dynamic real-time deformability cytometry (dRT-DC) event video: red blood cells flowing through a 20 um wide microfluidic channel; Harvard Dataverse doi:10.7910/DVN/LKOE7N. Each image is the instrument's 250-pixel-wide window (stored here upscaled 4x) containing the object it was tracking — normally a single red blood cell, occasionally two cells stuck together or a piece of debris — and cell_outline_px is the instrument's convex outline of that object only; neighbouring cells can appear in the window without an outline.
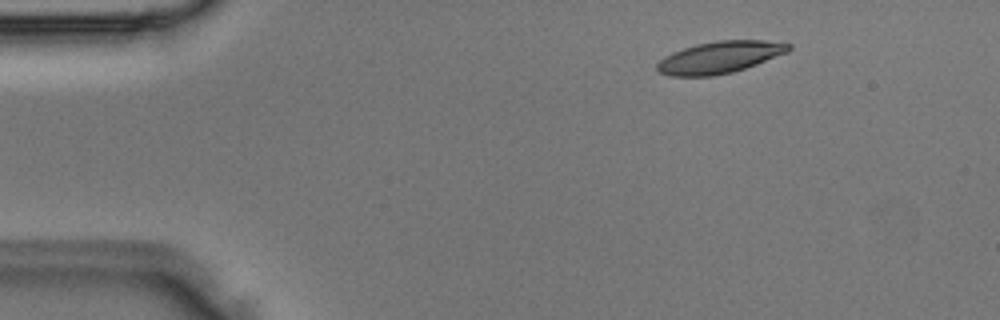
{"species": "Egyptian fruit bat (a non-hibernating species)", "species_latin": "Rousettus aegyptiacus", "temperature_condition": "room temperature", "stored_images_in_passage": 4, "camera_frame_rate_fps": 3000, "um_per_image_px": 0.085, "animal": {"sex": "male"}, "frame": {"image": 1, "passage_image": 4, "time_ms": 1.0, "image_size_px": [1000, 320], "cell_outline_px": [[792, 48], [788, 52], [756, 64], [732, 72], [712, 76], [668, 76], [660, 72], [656, 68], [656, 64], [664, 56], [672, 52], [696, 44], [716, 40], [764, 40], [792, 44]], "centroid_in_image_um": [61.16, 4.86], "position_along_channel_um": 23.8, "area_um2": 24.45}}